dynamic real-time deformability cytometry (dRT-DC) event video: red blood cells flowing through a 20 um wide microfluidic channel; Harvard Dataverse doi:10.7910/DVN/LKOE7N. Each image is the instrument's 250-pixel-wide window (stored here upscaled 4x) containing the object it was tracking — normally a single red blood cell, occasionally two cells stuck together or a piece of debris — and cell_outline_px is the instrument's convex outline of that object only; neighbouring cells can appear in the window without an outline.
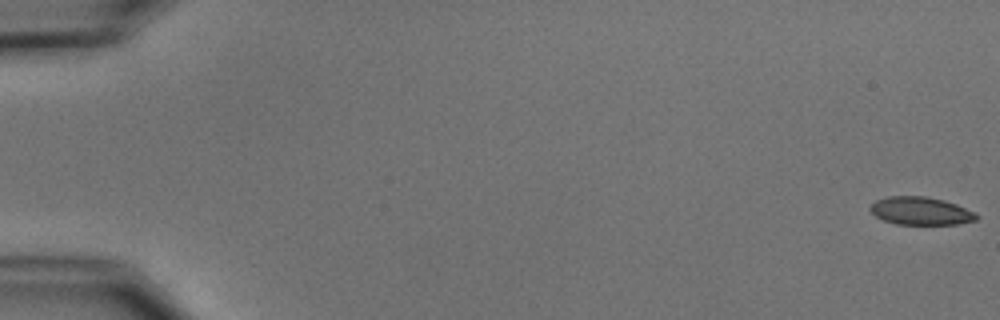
{"species": "common noctule bat (a hibernating species)", "species_latin": "Nyctalus noctula", "temperature_condition": "cold", "stored_images_in_passage": 55, "camera_frame_rate_fps": 3000, "um_per_image_px": 0.085, "animal": {"sex": "male", "body_mass_g": 15.6}, "frame": {"image": 1, "passage_image": 1, "time_ms": 0.0, "image_size_px": [1000, 320], "cell_outline_px": [[980, 216], [976, 220], [956, 224], [896, 224], [884, 220], [876, 216], [868, 208], [876, 200], [888, 196], [924, 196], [944, 200], [956, 204]], "centroid_in_image_um": [78.24, 17.92], "position_along_channel_um": 6.8, "area_um2": 17.11}}
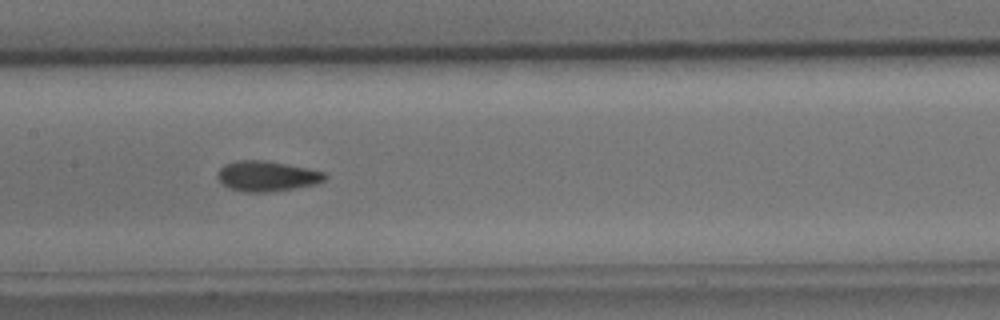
{"frame": {"image": 2, "passage_image": 28, "time_ms": 9.0, "image_size_px": [1000, 320], "cell_outline_px": [[328, 176], [324, 180], [316, 184], [292, 188], [264, 192], [244, 192], [228, 188], [216, 176], [216, 172], [224, 164], [236, 160], [264, 160], [308, 168], [324, 172]], "centroid_in_image_um": [22.65, 14.96], "position_along_channel_um": 184.7, "area_um2": 18.9}}
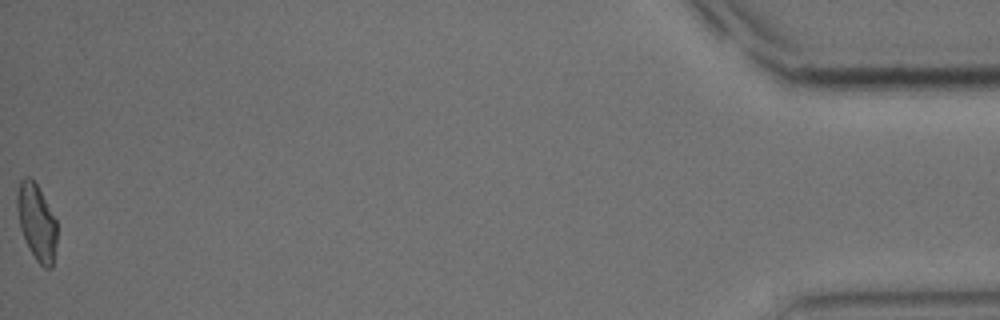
{"frame": {"image": 3, "passage_image": 55, "time_ms": 18.0, "image_size_px": [1000, 320], "cell_outline_px": [[56, 244], [52, 268], [44, 268], [36, 260], [28, 248], [24, 240], [20, 228], [16, 208], [16, 196], [20, 180], [24, 176], [32, 176], [56, 220]], "centroid_in_image_um": [3.08, 18.87], "position_along_channel_um": 432.1, "area_um2": 17.86}, "authors_computed_cell_mechanics": {"area_um2": 18.207, "velocity_mm_per_s": 3.7544, "shape_relaxation_time_tau1_ms": 4.5429, "shape_relaxation_time_tau2_ms": 1.8133, "deformation_change_tau1": 0.1444, "deformation_change_tau2": 0.0669}}